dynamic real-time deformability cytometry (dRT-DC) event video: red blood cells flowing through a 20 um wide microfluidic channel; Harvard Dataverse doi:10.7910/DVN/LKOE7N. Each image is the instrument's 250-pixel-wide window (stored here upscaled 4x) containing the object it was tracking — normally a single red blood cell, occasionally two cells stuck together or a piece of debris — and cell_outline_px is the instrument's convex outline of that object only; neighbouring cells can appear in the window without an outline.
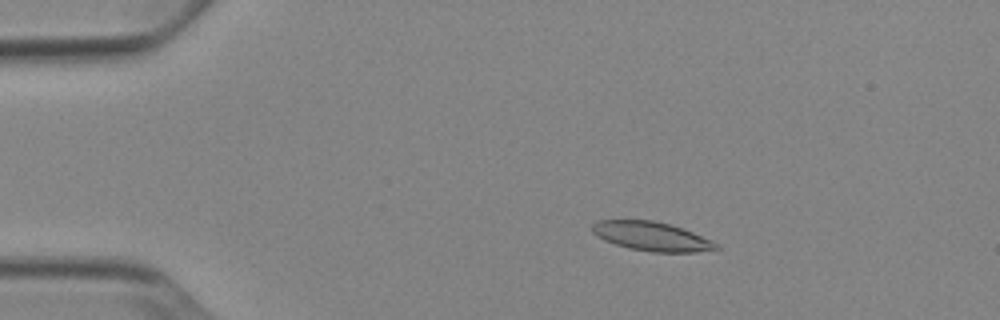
{"species": "Egyptian fruit bat (a non-hibernating species)", "species_latin": "Rousettus aegyptiacus", "temperature_condition": "cold", "stored_images_in_passage": 52, "camera_frame_rate_fps": 3000, "um_per_image_px": 0.085, "animal": {"sex": "female"}, "frame": {"image": 1, "passage_image": 9, "time_ms": 2.667, "image_size_px": [1000, 320], "cell_outline_px": [[720, 248], [696, 252], [652, 252], [628, 248], [604, 240], [592, 232], [592, 224], [596, 220], [652, 220], [684, 228], [712, 240], [720, 244]], "centroid_in_image_um": [55.41, 20.09], "position_along_channel_um": 29.6, "area_um2": 21.04}}
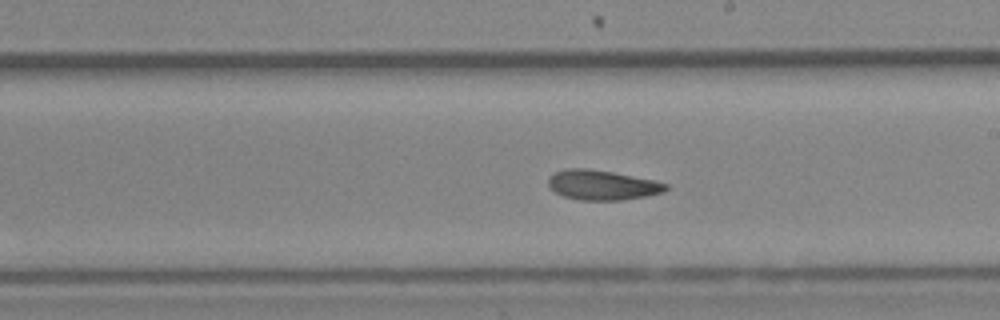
{"frame": {"image": 2, "passage_image": 30, "time_ms": 9.667, "image_size_px": [1000, 320], "cell_outline_px": [[668, 188], [664, 192], [644, 196], [620, 200], [580, 200], [564, 196], [556, 192], [548, 184], [548, 180], [556, 172], [568, 168], [588, 168], [612, 172], [652, 180], [668, 184]], "centroid_in_image_um": [51.19, 15.73], "position_along_channel_um": 237.8, "area_um2": 20.06}}
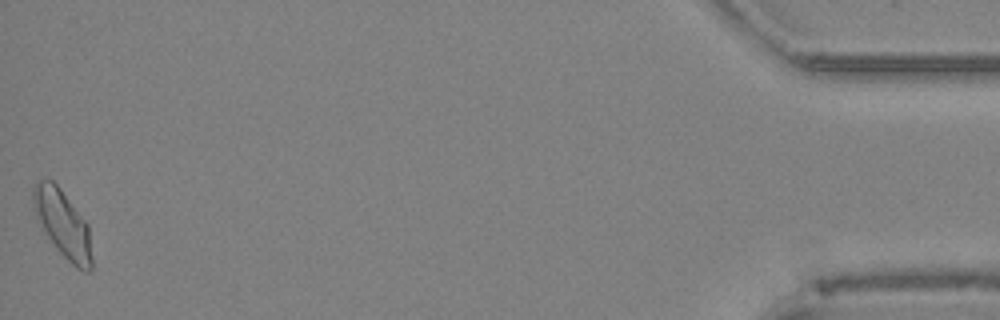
{"frame": {"image": 3, "passage_image": 52, "time_ms": 17.0, "image_size_px": [1000, 320], "cell_outline_px": [[92, 268], [88, 272], [84, 272], [76, 268], [56, 248], [40, 224], [36, 216], [32, 200], [32, 188], [36, 180], [52, 180], [60, 188], [88, 224], [92, 260]], "centroid_in_image_um": [5.33, 19.02], "position_along_channel_um": 429.9, "area_um2": 22.77}, "authors_computed_cell_mechanics": {"area_um2": 20.8947, "velocity_mm_per_s": 3.849, "shape_relaxation_time_tau1_ms": 10.6255, "shape_relaxation_time_tau2_ms": 3.6813, "deformation_change_tau1": 0.1822, "deformation_change_tau2": 0.1017}}